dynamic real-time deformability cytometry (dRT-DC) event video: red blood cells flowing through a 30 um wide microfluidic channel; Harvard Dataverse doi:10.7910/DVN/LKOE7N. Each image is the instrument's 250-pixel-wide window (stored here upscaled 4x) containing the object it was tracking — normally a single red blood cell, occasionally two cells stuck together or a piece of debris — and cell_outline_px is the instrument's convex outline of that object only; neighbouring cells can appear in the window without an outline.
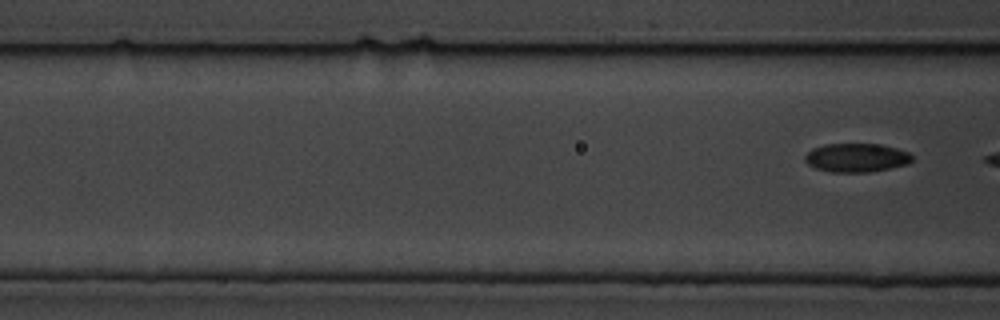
{"species": "common noctule bat (a hibernating species)", "species_latin": "Nyctalus noctula", "temperature_condition": "cold", "stored_images_in_passage": 5, "segment_of_instrument_passage": [2, 2], "camera_frame_rate_fps": 3000, "um_per_image_px": 0.085, "animal": {"sex": "male", "body_mass_g": 19.5, "forearm_length_mm": 54.6}, "frame": {"image": 1, "passage_image": 5, "time_ms": 5.333, "image_size_px": [1000, 320], "cell_outline_px": [[912, 160], [908, 164], [868, 172], [832, 172], [816, 168], [808, 164], [804, 160], [804, 156], [812, 148], [824, 144], [880, 144], [896, 148], [908, 152], [912, 156]], "centroid_in_image_um": [72.77, 13.4], "position_along_channel_um": 93.8, "area_um2": 17.86}}